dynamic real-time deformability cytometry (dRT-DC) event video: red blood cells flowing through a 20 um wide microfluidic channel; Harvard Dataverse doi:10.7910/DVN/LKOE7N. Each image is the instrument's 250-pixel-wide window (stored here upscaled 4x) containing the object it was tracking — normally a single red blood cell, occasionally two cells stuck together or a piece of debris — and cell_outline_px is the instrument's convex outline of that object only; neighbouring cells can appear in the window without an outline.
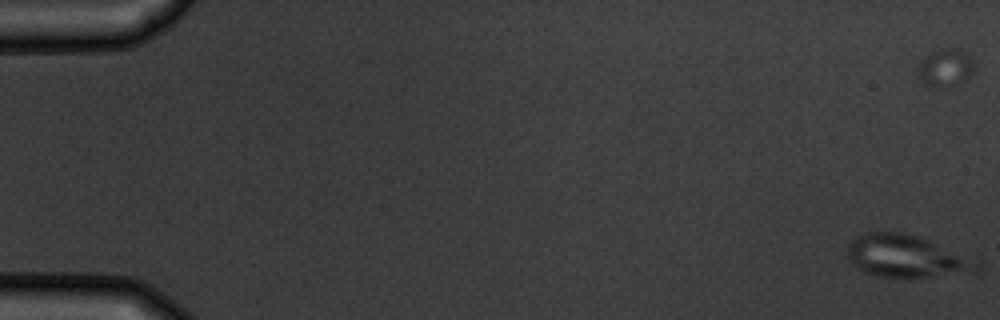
{"species": "common noctule bat (a hibernating species)", "species_latin": "Nyctalus noctula", "temperature_condition": "warm", "stored_images_in_passage": 8, "camera_frame_rate_fps": 3000, "um_per_image_px": 0.085, "animal": {"sex": "male", "body_mass_g": 19.5, "forearm_length_mm": 54.6}, "frame": {"image": 1, "passage_image": 1, "time_ms": 0.0, "image_size_px": [1000, 320], "cell_outline_px": [[984, 260], [980, 268], [928, 276], [880, 276], [864, 272], [856, 268], [848, 260], [848, 244], [856, 236], [864, 232], [900, 232], [920, 236]], "centroid_in_image_um": [77.04, 21.73], "position_along_channel_um": 8.0, "area_um2": 31.85}}